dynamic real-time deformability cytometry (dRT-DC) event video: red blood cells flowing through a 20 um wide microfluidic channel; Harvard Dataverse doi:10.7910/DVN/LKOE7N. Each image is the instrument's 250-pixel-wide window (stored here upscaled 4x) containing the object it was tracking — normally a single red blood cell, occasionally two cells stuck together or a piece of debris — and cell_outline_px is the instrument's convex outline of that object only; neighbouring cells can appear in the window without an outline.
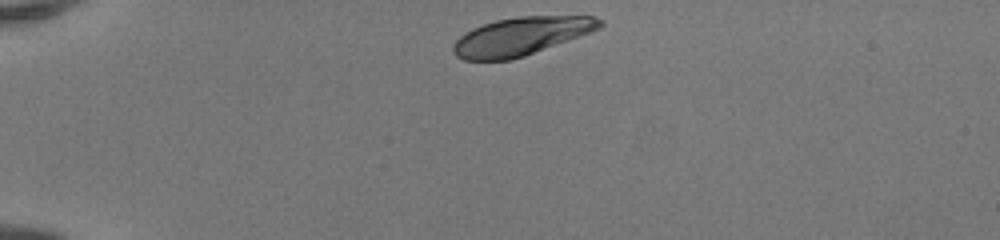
{"species": "human", "species_latin": "Homo sapiens", "temperature_condition": "room temperature", "stored_images_in_passage": 34, "camera_frame_rate_fps": 3000, "um_per_image_px": 0.085, "donor": {"sex": "female"}, "frame": {"image": 1, "passage_image": 1, "time_ms": 0.0, "image_size_px": [1000, 240], "cell_outline_px": [[604, 24], [600, 28], [592, 32], [524, 56], [512, 60], [464, 60], [456, 56], [452, 52], [452, 44], [464, 32], [472, 28], [496, 20], [520, 16], [596, 16], [604, 20]], "centroid_in_image_um": [44.3, 3.08], "position_along_channel_um": 40.7, "area_um2": 32.71}}
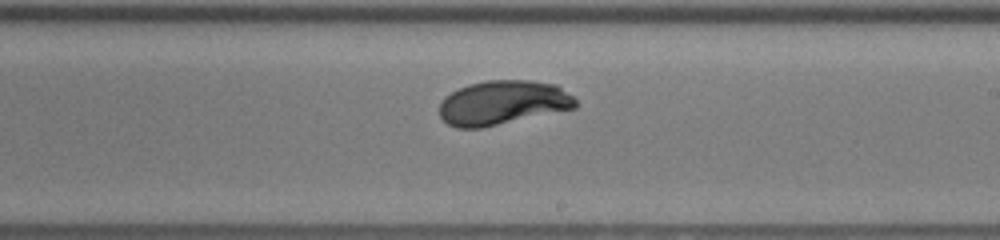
{"frame": {"image": 2, "passage_image": 20, "time_ms": 6.333, "image_size_px": [1000, 240], "cell_outline_px": [[576, 108], [480, 128], [456, 128], [448, 124], [440, 116], [440, 104], [444, 96], [468, 84], [488, 80], [528, 80], [556, 84], [572, 96], [576, 100]], "centroid_in_image_um": [42.72, 8.73], "position_along_channel_um": 246.3, "area_um2": 34.97}}
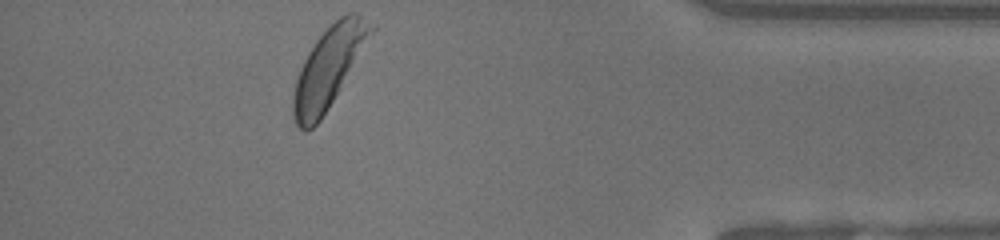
{"frame": {"image": 3, "passage_image": 34, "time_ms": 11.0, "image_size_px": [1000, 240], "cell_outline_px": [[376, 28], [328, 108], [320, 120], [312, 128], [304, 132], [296, 124], [292, 116], [292, 96], [296, 80], [300, 68], [308, 52], [316, 40], [340, 16], [348, 12], [356, 12], [376, 24]], "centroid_in_image_um": [27.93, 5.72], "position_along_channel_um": 407.3, "area_um2": 35.95}, "authors_computed_cell_mechanics": {"area_um2": 35.6337, "velocity_mm_per_s": 4.1408, "shape_relaxation_time_tau1_ms": 2.4132, "shape_relaxation_time_tau2_ms": null, "deformation_change_tau1": 0.1579, "deformation_change_tau2": null}}